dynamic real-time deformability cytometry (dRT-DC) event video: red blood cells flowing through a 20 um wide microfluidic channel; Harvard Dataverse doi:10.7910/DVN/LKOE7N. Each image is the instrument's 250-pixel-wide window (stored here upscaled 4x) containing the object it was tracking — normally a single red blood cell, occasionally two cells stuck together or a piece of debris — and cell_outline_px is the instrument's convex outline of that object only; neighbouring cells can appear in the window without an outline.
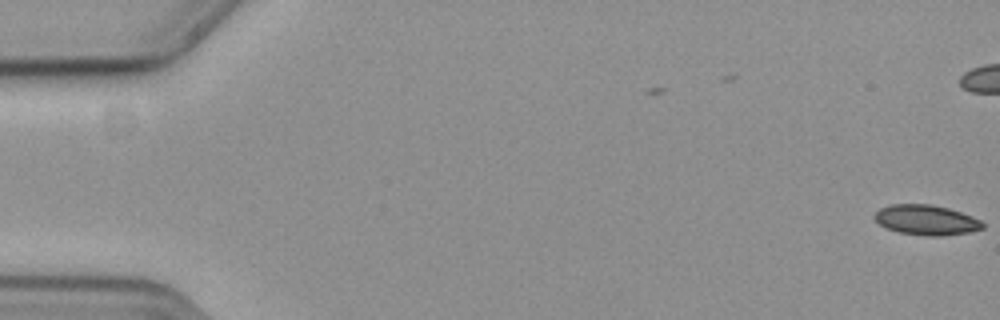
{"species": "common noctule bat (a hibernating species)", "species_latin": "Nyctalus noctula", "temperature_condition": "cold", "stored_images_in_passage": 3, "camera_frame_rate_fps": 3000, "um_per_image_px": 0.085, "animal": {"sex": "female", "body_mass_g": 19.3, "forearm_length_mm": 54.1}, "frame": {"image": 1, "passage_image": 3, "time_ms": 0.667, "image_size_px": [1000, 320], "cell_outline_px": [[984, 228], [968, 232], [940, 236], [924, 236], [900, 232], [884, 228], [872, 216], [880, 208], [892, 204], [932, 204], [948, 208], [972, 216], [980, 220], [984, 224]], "centroid_in_image_um": [78.71, 18.7], "position_along_channel_um": 6.3, "area_um2": 18.96}}